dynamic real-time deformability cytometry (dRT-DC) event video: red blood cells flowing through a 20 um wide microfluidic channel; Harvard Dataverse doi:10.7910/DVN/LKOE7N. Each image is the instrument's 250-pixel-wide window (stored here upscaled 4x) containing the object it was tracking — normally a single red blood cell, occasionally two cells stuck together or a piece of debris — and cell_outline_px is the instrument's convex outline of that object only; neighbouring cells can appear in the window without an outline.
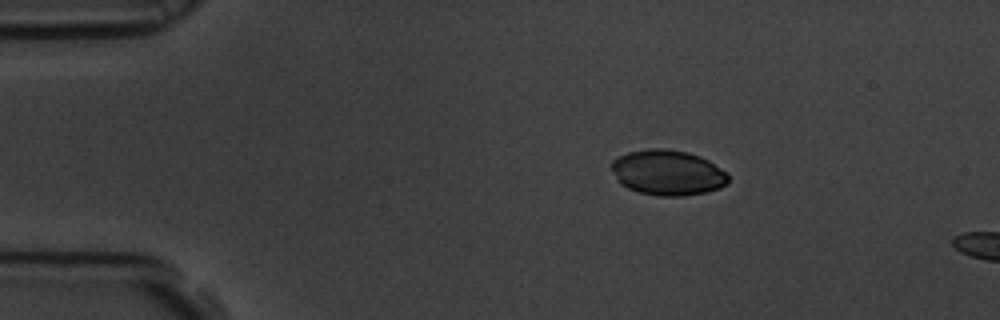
{"species": "common noctule bat (a hibernating species)", "species_latin": "Nyctalus noctula", "temperature_condition": "room temperature", "stored_images_in_passage": 6, "camera_frame_rate_fps": 3000, "um_per_image_px": 0.085, "animal": {"sex": "male", "body_mass_g": 19.5, "forearm_length_mm": 54.6}, "frame": {"image": 1, "passage_image": 1, "time_ms": 0.0, "image_size_px": [1000, 320], "cell_outline_px": [[728, 184], [720, 188], [704, 192], [684, 196], [660, 196], [640, 192], [628, 188], [620, 184], [616, 180], [612, 168], [612, 160], [628, 152], [652, 148], [664, 148], [688, 152], [700, 156], [708, 160], [728, 172]], "centroid_in_image_um": [56.77, 14.67], "position_along_channel_um": 28.2, "area_um2": 30.92}}